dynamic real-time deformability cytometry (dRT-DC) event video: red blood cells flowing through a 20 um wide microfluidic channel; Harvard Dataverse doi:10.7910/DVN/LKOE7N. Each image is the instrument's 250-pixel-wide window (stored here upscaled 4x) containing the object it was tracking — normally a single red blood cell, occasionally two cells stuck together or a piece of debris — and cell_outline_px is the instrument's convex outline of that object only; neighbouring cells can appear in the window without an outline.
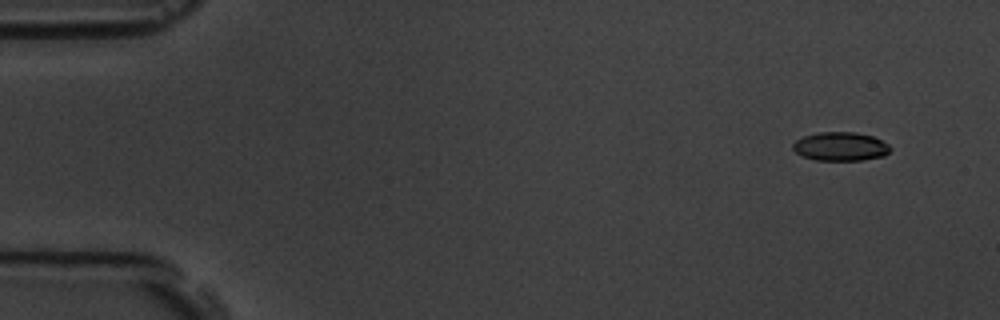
{"species": "common noctule bat (a hibernating species)", "species_latin": "Nyctalus noctula", "temperature_condition": "room temperature", "stored_images_in_passage": 4, "camera_frame_rate_fps": 3000, "um_per_image_px": 0.085, "animal": {"sex": "male", "body_mass_g": 19.5, "forearm_length_mm": 54.6}, "frame": {"image": 1, "passage_image": 1, "time_ms": 0.0, "image_size_px": [1000, 320], "cell_outline_px": [[892, 148], [884, 156], [864, 160], [816, 160], [804, 156], [796, 152], [792, 148], [792, 144], [796, 140], [804, 136], [820, 132], [856, 132], [872, 136], [888, 144]], "centroid_in_image_um": [71.45, 12.45], "position_along_channel_um": 13.5, "area_um2": 16.24}}